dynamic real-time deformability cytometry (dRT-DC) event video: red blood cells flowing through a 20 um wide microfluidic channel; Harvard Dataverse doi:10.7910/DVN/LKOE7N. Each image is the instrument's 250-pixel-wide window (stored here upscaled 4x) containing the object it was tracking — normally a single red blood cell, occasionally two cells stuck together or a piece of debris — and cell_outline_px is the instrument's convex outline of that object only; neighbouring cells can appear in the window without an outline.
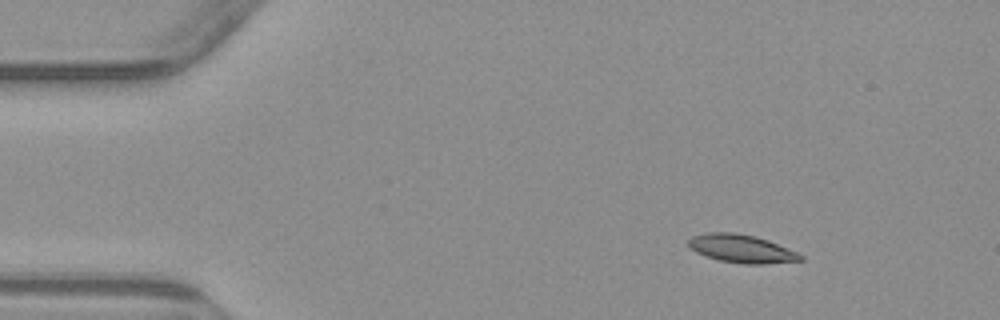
{"species": "common noctule bat (a hibernating species)", "species_latin": "Nyctalus noctula", "temperature_condition": "warm", "stored_images_in_passage": 4, "camera_frame_rate_fps": 3000, "um_per_image_px": 0.085, "animal": {"sex": "male", "body_mass_g": 23.1, "forearm_length_mm": 52.7}, "frame": {"image": 1, "passage_image": 1, "time_ms": 0.0, "image_size_px": [1000, 320], "cell_outline_px": [[804, 260], [764, 264], [744, 264], [720, 260], [696, 252], [688, 248], [688, 240], [692, 236], [708, 232], [732, 232], [752, 236], [768, 240], [796, 252], [804, 256]], "centroid_in_image_um": [63.01, 21.14], "position_along_channel_um": 22.0, "area_um2": 18.21}}
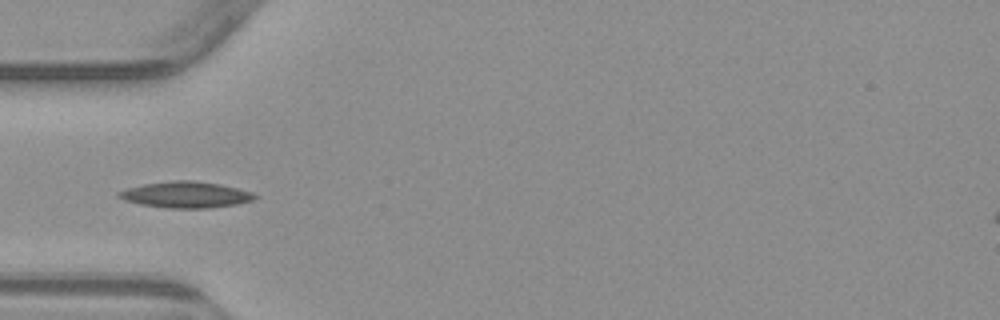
{"frame": {"image": 2, "passage_image": 4, "time_ms": 3.333, "image_size_px": [1000, 320], "cell_outline_px": [[260, 196], [256, 200], [236, 204], [208, 208], [168, 208], [140, 204], [124, 200], [116, 196], [116, 192], [128, 188], [144, 184], [176, 180], [192, 180], [220, 184], [252, 192]], "centroid_in_image_um": [15.81, 16.55], "position_along_channel_um": 69.2, "area_um2": 20.81}}